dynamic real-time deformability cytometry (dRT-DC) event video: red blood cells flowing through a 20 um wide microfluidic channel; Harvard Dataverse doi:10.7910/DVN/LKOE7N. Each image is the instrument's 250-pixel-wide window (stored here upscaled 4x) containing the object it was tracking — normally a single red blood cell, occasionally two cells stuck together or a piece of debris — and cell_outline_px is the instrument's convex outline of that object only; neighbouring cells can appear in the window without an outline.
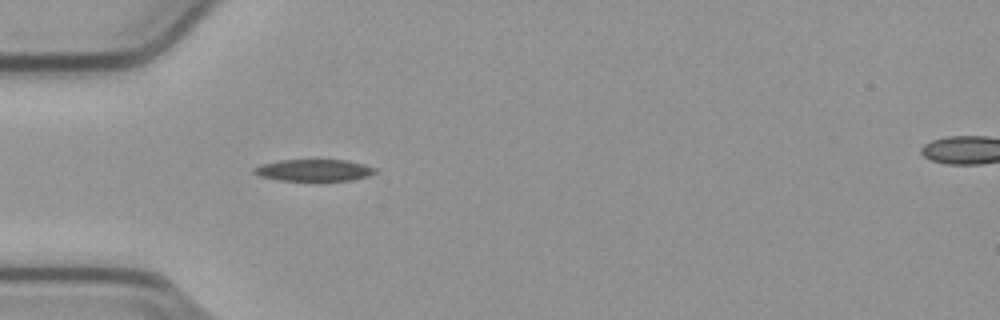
{"species": "common noctule bat (a hibernating species)", "species_latin": "Nyctalus noctula", "temperature_condition": "cold", "stored_images_in_passage": 11, "camera_frame_rate_fps": 3000, "um_per_image_px": 0.085, "animal": {"sex": "male", "body_mass_g": 23.1, "forearm_length_mm": 52.7}, "frame": {"image": 1, "passage_image": 5, "time_ms": 1.333, "image_size_px": [1000, 320], "cell_outline_px": [[376, 172], [368, 176], [352, 180], [276, 180], [260, 176], [252, 172], [252, 168], [264, 164], [280, 160], [348, 160], [364, 164], [376, 168]], "centroid_in_image_um": [26.69, 14.46], "position_along_channel_um": 58.3, "area_um2": 15.26}}
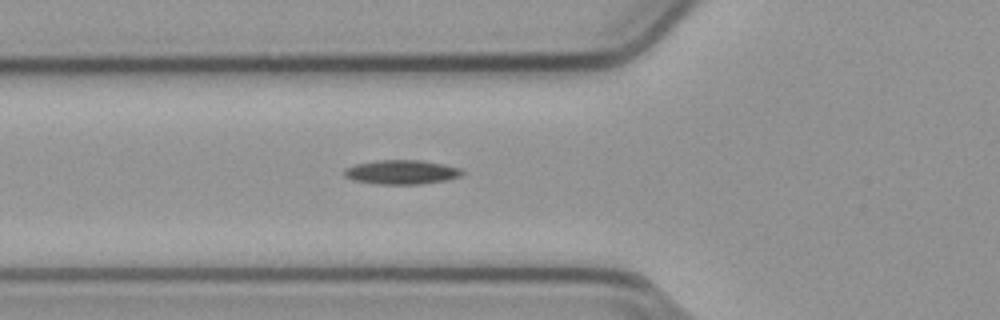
{"frame": {"image": 2, "passage_image": 8, "time_ms": 2.333, "image_size_px": [1000, 320], "cell_outline_px": [[464, 172], [460, 176], [448, 180], [420, 184], [376, 184], [352, 180], [344, 176], [344, 168], [356, 164], [376, 160], [420, 160], [444, 164], [460, 168]], "centroid_in_image_um": [34.12, 14.63], "position_along_channel_um": 91.7, "area_um2": 16.76}}